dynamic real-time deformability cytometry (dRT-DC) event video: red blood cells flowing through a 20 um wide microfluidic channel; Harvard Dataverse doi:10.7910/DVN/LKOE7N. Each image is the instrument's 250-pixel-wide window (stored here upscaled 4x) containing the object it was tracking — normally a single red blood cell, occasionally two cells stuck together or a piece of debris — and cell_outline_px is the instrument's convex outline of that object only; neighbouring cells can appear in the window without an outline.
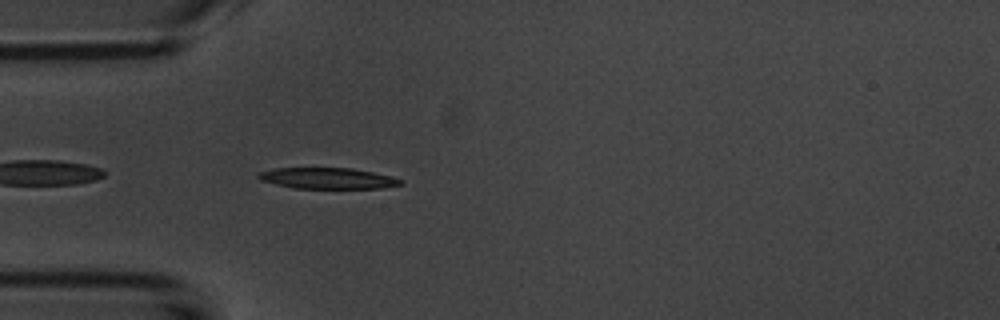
{"species": "common noctule bat (a hibernating species)", "species_latin": "Nyctalus noctula", "temperature_condition": "room temperature", "stored_images_in_passage": 39, "camera_frame_rate_fps": 3000, "um_per_image_px": 0.085, "animal": {"sex": "male", "body_mass_g": 20.1, "forearm_length_mm": 53.5}, "frame": {"image": 1, "passage_image": 3, "time_ms": 0.667, "image_size_px": [1000, 320], "cell_outline_px": [[404, 184], [384, 188], [292, 188], [260, 180], [256, 176], [260, 172], [276, 168], [352, 168], [372, 172], [404, 180]], "centroid_in_image_um": [27.86, 15.16], "position_along_channel_um": 57.1, "area_um2": 17.34}}
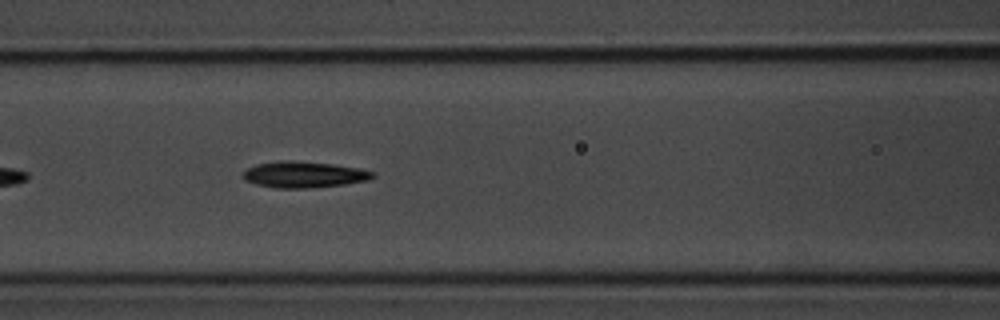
{"frame": {"image": 2, "passage_image": 10, "time_ms": 3.0, "image_size_px": [1000, 320], "cell_outline_px": [[376, 176], [368, 180], [344, 184], [312, 188], [276, 188], [256, 184], [244, 180], [244, 172], [248, 168], [256, 164], [280, 160], [288, 160], [332, 164], [356, 168], [376, 172]], "centroid_in_image_um": [25.84, 14.84], "position_along_channel_um": 140.8, "area_um2": 19.71}}
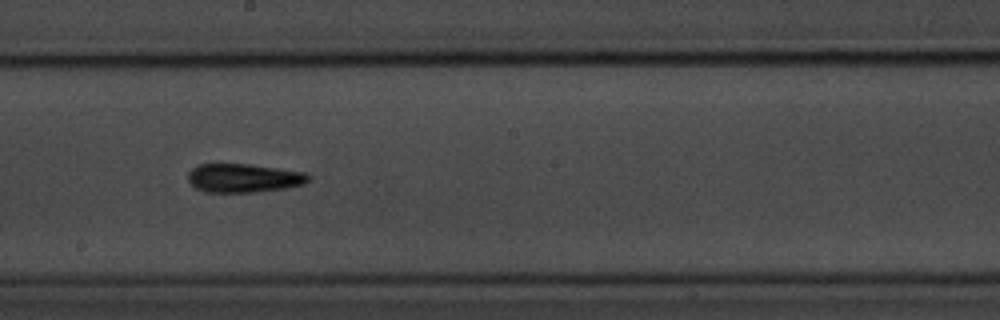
{"frame": {"image": 3, "passage_image": 17, "time_ms": 5.333, "image_size_px": [1000, 320], "cell_outline_px": [[308, 180], [304, 184], [284, 188], [252, 192], [208, 192], [196, 188], [188, 180], [188, 172], [192, 168], [200, 164], [248, 164], [304, 172], [308, 176]], "centroid_in_image_um": [20.67, 15.13], "position_along_channel_um": 227.5, "area_um2": 19.83}, "authors_computed_cell_mechanics": {"area_um2": 18.6116, "velocity_mm_per_s": 3.7266, "shape_relaxation_time_tau1_ms": 3.358, "shape_relaxation_time_tau2_ms": null, "deformation_change_tau1": 0.1266, "deformation_change_tau2": null}}